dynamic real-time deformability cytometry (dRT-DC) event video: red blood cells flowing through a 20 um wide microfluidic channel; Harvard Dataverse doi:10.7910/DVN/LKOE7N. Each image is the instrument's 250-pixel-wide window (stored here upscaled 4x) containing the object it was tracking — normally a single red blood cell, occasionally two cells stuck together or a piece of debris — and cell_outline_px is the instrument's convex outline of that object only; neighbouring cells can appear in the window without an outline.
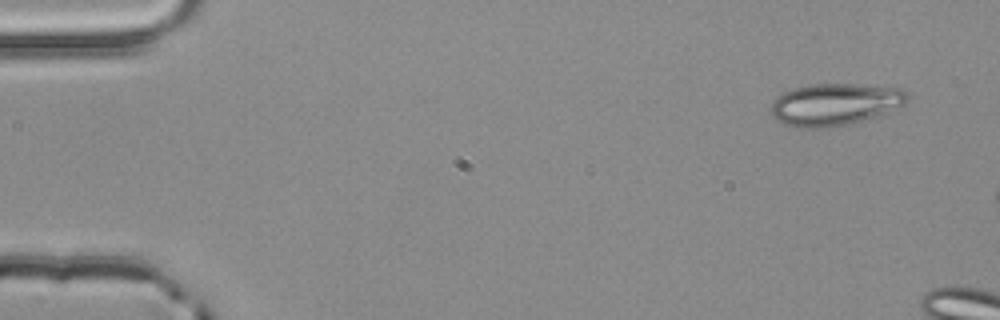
{"species": "common noctule bat (a hibernating species)", "species_latin": "Nyctalus noctula", "temperature_condition": "room temperature", "stored_images_in_passage": 3, "camera_frame_rate_fps": 3000, "um_per_image_px": 0.085, "animal": {"sex": "male", "body_mass_g": 20.4}, "frame": {"image": 1, "passage_image": 1, "time_ms": 0.0, "image_size_px": [1000, 320], "cell_outline_px": [[908, 100], [904, 104], [876, 116], [848, 124], [820, 128], [800, 128], [776, 120], [768, 112], [772, 100], [784, 92], [796, 88], [812, 84], [852, 84], [904, 88], [908, 92]], "centroid_in_image_um": [70.94, 8.86], "position_along_channel_um": 14.1, "area_um2": 33.35}}